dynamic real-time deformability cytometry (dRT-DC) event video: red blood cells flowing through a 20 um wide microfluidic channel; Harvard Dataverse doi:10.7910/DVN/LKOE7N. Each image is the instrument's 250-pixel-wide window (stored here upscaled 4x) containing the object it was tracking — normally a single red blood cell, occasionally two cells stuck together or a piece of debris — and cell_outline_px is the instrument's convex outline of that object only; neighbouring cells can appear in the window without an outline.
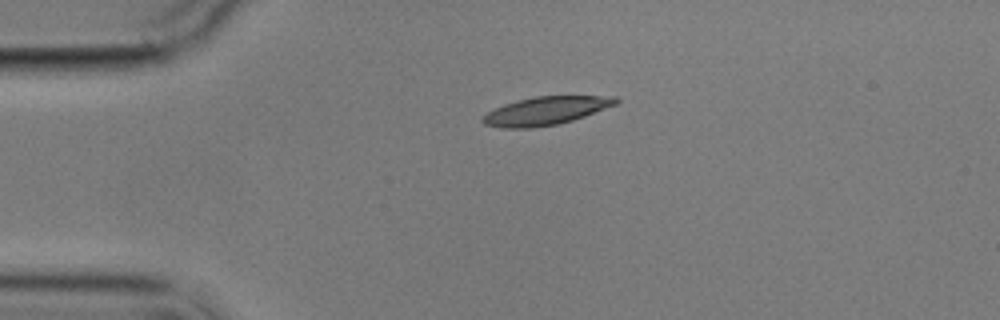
{"species": "common noctule bat (a hibernating species)", "species_latin": "Nyctalus noctula", "temperature_condition": "cold", "stored_images_in_passage": 2, "camera_frame_rate_fps": 3000, "um_per_image_px": 0.085, "animal": {"sex": "male", "body_mass_g": 17.9}, "frame": {"image": 1, "passage_image": 1, "time_ms": 0.0, "image_size_px": [1000, 320], "cell_outline_px": [[620, 100], [616, 104], [584, 116], [572, 120], [556, 124], [532, 128], [500, 128], [484, 124], [480, 120], [488, 112], [504, 104], [516, 100], [536, 96], [616, 96]], "centroid_in_image_um": [46.37, 9.41], "position_along_channel_um": 38.6, "area_um2": 21.73}}